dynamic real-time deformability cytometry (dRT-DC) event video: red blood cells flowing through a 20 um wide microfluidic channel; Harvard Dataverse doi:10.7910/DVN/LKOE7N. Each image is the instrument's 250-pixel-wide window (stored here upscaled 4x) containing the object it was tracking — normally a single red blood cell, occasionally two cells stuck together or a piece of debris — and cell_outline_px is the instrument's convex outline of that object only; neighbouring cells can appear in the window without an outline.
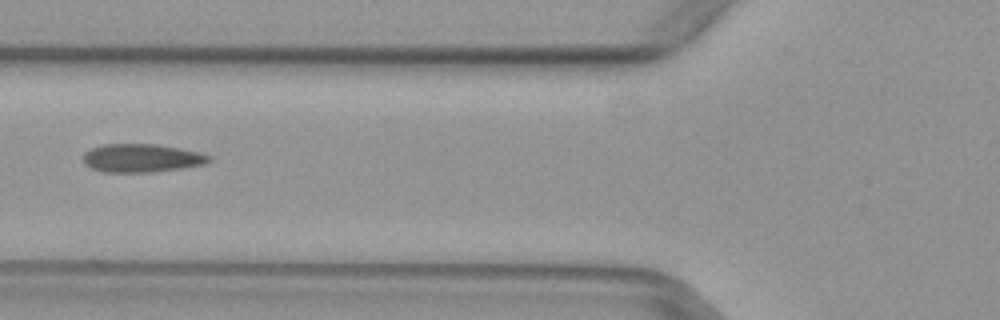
{"species": "common noctule bat (a hibernating species)", "species_latin": "Nyctalus noctula", "temperature_condition": "warm", "stored_images_in_passage": 6, "camera_frame_rate_fps": 3000, "um_per_image_px": 0.085, "animal": {"sex": "female", "body_mass_g": 29.2, "forearm_length_mm": 56.3}, "frame": {"image": 1, "passage_image": 6, "time_ms": 1.667, "image_size_px": [1000, 320], "cell_outline_px": [[212, 160], [204, 164], [180, 168], [152, 172], [104, 172], [92, 168], [84, 164], [84, 152], [92, 148], [104, 144], [156, 144], [180, 148], [200, 152], [212, 156]], "centroid_in_image_um": [12.06, 13.43], "position_along_channel_um": 113.7, "area_um2": 20.75}}